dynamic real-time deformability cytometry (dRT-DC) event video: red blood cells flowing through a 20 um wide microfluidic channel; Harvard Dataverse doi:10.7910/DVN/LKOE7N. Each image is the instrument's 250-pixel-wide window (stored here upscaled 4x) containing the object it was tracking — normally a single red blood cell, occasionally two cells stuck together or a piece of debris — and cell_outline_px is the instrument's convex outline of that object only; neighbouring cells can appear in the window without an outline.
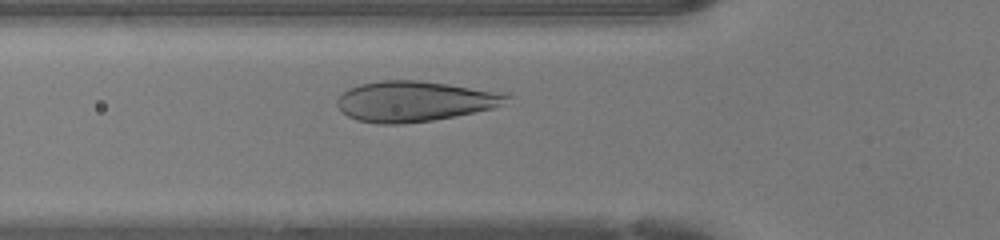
{"species": "human", "species_latin": "Homo sapiens", "temperature_condition": "warm", "stored_images_in_passage": 31, "camera_frame_rate_fps": 3000, "um_per_image_px": 0.085, "donor": {"sex": "female"}, "frame": {"image": 1, "passage_image": 8, "time_ms": 2.333, "image_size_px": [1000, 240], "cell_outline_px": [[512, 96], [500, 104], [492, 108], [456, 116], [432, 120], [400, 124], [376, 124], [356, 120], [348, 116], [336, 104], [336, 100], [348, 88], [360, 84], [380, 80], [416, 80], [448, 84], [508, 92]], "centroid_in_image_um": [35.24, 8.6], "position_along_channel_um": 90.6, "area_um2": 40.0}}
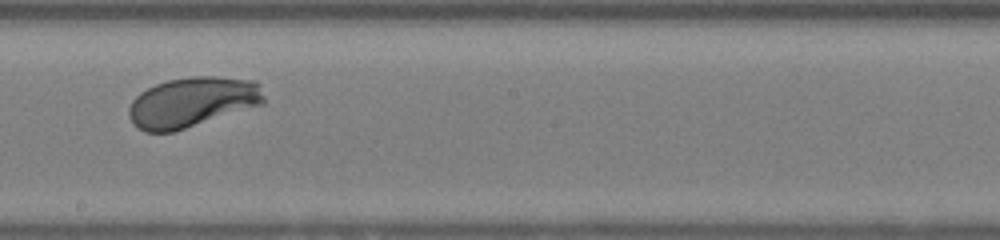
{"frame": {"image": 2, "passage_image": 18, "time_ms": 5.667, "image_size_px": [1000, 240], "cell_outline_px": [[264, 104], [172, 132], [144, 132], [128, 116], [128, 108], [132, 100], [140, 92], [156, 84], [168, 80], [192, 76], [216, 76], [256, 80], [260, 84], [264, 96]], "centroid_in_image_um": [16.36, 8.66], "position_along_channel_um": 231.8, "area_um2": 39.42}}
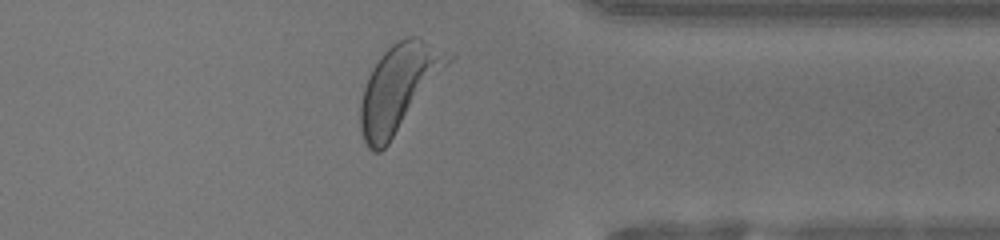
{"frame": {"image": 3, "passage_image": 29, "time_ms": 9.333, "image_size_px": [1000, 240], "cell_outline_px": [[456, 56], [388, 144], [380, 152], [372, 152], [368, 148], [364, 140], [360, 128], [360, 104], [364, 88], [368, 76], [372, 68], [380, 56], [392, 44], [408, 36], [416, 36], [456, 52]], "centroid_in_image_um": [33.94, 7.41], "position_along_channel_um": 377.5, "area_um2": 44.27}, "authors_computed_cell_mechanics": {"area_um2": 39.5352, "velocity_mm_per_s": 4.2466, "shape_relaxation_time_tau1_ms": 1.8802, "shape_relaxation_time_tau2_ms": 8.3526, "deformation_change_tau1": 0.1593, "deformation_change_tau2": 0.2577}}